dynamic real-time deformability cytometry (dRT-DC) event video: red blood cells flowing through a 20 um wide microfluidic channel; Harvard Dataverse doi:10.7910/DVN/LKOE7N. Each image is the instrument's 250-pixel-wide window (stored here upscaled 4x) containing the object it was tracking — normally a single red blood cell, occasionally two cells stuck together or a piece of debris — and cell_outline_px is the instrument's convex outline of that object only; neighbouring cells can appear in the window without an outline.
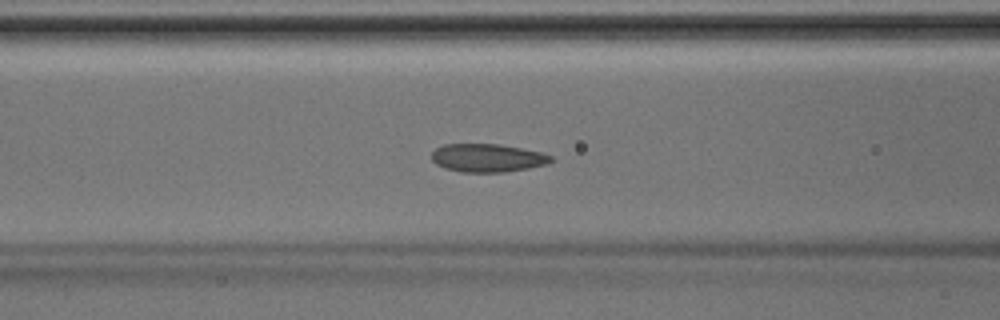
{"species": "Egyptian fruit bat (a non-hibernating species)", "species_latin": "Rousettus aegyptiacus", "temperature_condition": "room temperature", "stored_images_in_passage": 35, "camera_frame_rate_fps": 3000, "um_per_image_px": 0.085, "animal": {"sex": "male"}, "frame": {"image": 1, "passage_image": 9, "time_ms": 2.667, "image_size_px": [1000, 320], "cell_outline_px": [[556, 160], [548, 164], [528, 168], [504, 172], [460, 172], [444, 168], [436, 164], [432, 160], [432, 152], [436, 148], [444, 144], [500, 144], [540, 152], [552, 156]], "centroid_in_image_um": [41.45, 13.42], "position_along_channel_um": 125.2, "area_um2": 19.71}}
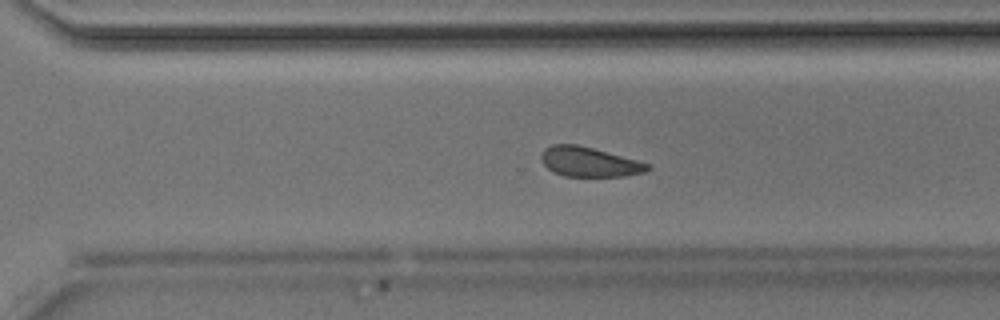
{"frame": {"image": 2, "passage_image": 22, "time_ms": 7.0, "image_size_px": [1000, 320], "cell_outline_px": [[652, 168], [644, 172], [624, 176], [564, 176], [552, 172], [544, 164], [540, 156], [544, 148], [552, 144], [576, 144], [592, 148], [636, 160], [648, 164]], "centroid_in_image_um": [50.04, 13.76], "position_along_channel_um": 320.6, "area_um2": 18.21}}
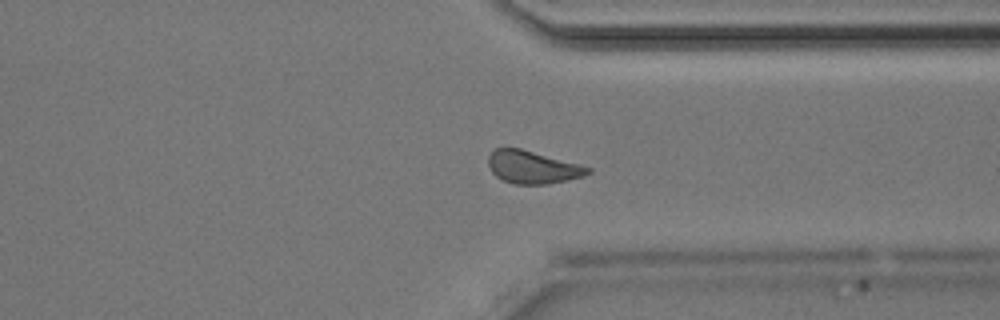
{"frame": {"image": 3, "passage_image": 25, "time_ms": 8.0, "image_size_px": [1000, 320], "cell_outline_px": [[592, 172], [584, 176], [548, 184], [516, 184], [504, 180], [496, 176], [492, 172], [488, 164], [488, 156], [496, 148], [520, 148], [580, 164], [592, 168]], "centroid_in_image_um": [45.29, 14.21], "position_along_channel_um": 366.1, "area_um2": 18.9}}